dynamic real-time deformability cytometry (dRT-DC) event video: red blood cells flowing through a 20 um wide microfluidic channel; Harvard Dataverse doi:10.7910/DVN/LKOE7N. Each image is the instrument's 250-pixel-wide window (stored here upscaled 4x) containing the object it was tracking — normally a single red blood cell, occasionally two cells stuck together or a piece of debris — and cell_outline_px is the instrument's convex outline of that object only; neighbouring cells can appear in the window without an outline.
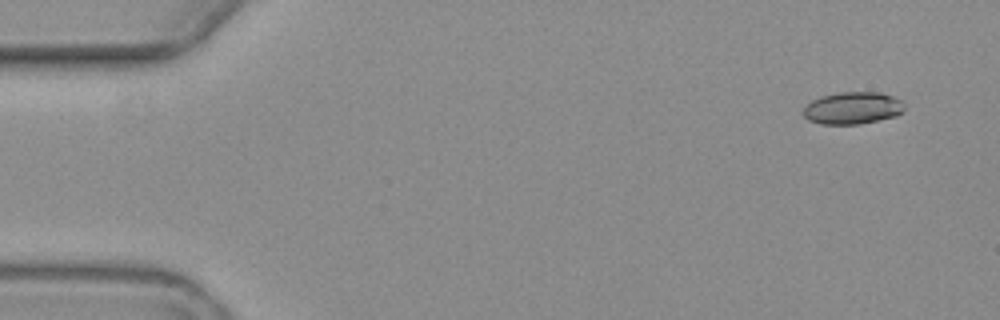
{"species": "common noctule bat (a hibernating species)", "species_latin": "Nyctalus noctula", "temperature_condition": "warm", "stored_images_in_passage": 5, "camera_frame_rate_fps": 3000, "um_per_image_px": 0.085, "animal": {"sex": "female", "body_mass_g": 19.3, "forearm_length_mm": 54.1}, "frame": {"image": 1, "passage_image": 1, "time_ms": 0.0, "image_size_px": [1000, 320], "cell_outline_px": [[904, 108], [896, 116], [860, 124], [820, 124], [808, 120], [804, 116], [804, 108], [812, 100], [820, 96], [836, 92], [880, 92], [892, 96], [900, 100], [904, 104]], "centroid_in_image_um": [72.45, 9.18], "position_along_channel_um": 12.5, "area_um2": 18.96}}
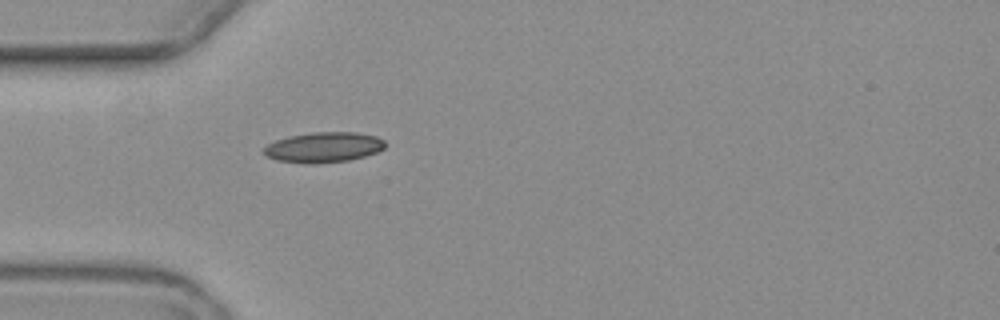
{"frame": {"image": 2, "passage_image": 5, "time_ms": 4.667, "image_size_px": [1000, 320], "cell_outline_px": [[388, 144], [384, 148], [376, 152], [364, 156], [348, 160], [312, 164], [304, 164], [276, 160], [264, 156], [264, 148], [268, 144], [276, 140], [288, 136], [312, 132], [356, 132], [376, 136], [384, 140]], "centroid_in_image_um": [27.5, 12.52], "position_along_channel_um": 57.5, "area_um2": 21.56}}